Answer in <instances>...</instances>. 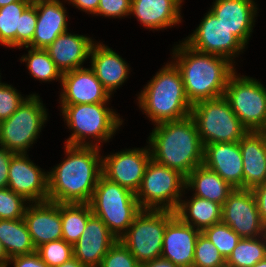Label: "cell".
<instances>
[{"mask_svg": "<svg viewBox=\"0 0 266 267\" xmlns=\"http://www.w3.org/2000/svg\"><path fill=\"white\" fill-rule=\"evenodd\" d=\"M64 160L48 173V201L89 203L102 175L100 147L66 145Z\"/></svg>", "mask_w": 266, "mask_h": 267, "instance_id": "6da1fadb", "label": "cell"}, {"mask_svg": "<svg viewBox=\"0 0 266 267\" xmlns=\"http://www.w3.org/2000/svg\"><path fill=\"white\" fill-rule=\"evenodd\" d=\"M172 61L178 68L186 97L191 105L225 94L227 81L235 72L234 63L215 54L202 53L184 41L174 47Z\"/></svg>", "mask_w": 266, "mask_h": 267, "instance_id": "7a4b0ae2", "label": "cell"}, {"mask_svg": "<svg viewBox=\"0 0 266 267\" xmlns=\"http://www.w3.org/2000/svg\"><path fill=\"white\" fill-rule=\"evenodd\" d=\"M148 140L151 159L185 177L204 162V146L190 115L157 124Z\"/></svg>", "mask_w": 266, "mask_h": 267, "instance_id": "3957f363", "label": "cell"}, {"mask_svg": "<svg viewBox=\"0 0 266 267\" xmlns=\"http://www.w3.org/2000/svg\"><path fill=\"white\" fill-rule=\"evenodd\" d=\"M137 98L139 107L154 126L186 118L192 109L181 74L172 61L150 79Z\"/></svg>", "mask_w": 266, "mask_h": 267, "instance_id": "277c9868", "label": "cell"}, {"mask_svg": "<svg viewBox=\"0 0 266 267\" xmlns=\"http://www.w3.org/2000/svg\"><path fill=\"white\" fill-rule=\"evenodd\" d=\"M107 103L61 105L63 119L73 131L65 144L101 147L99 143L110 140L124 121ZM91 137L95 143L86 141Z\"/></svg>", "mask_w": 266, "mask_h": 267, "instance_id": "5b68a950", "label": "cell"}, {"mask_svg": "<svg viewBox=\"0 0 266 267\" xmlns=\"http://www.w3.org/2000/svg\"><path fill=\"white\" fill-rule=\"evenodd\" d=\"M92 213L119 239L142 211L135 193L101 175L89 202Z\"/></svg>", "mask_w": 266, "mask_h": 267, "instance_id": "8992f818", "label": "cell"}, {"mask_svg": "<svg viewBox=\"0 0 266 267\" xmlns=\"http://www.w3.org/2000/svg\"><path fill=\"white\" fill-rule=\"evenodd\" d=\"M190 116L196 124L203 146L211 143L239 142L248 132L224 95L195 103Z\"/></svg>", "mask_w": 266, "mask_h": 267, "instance_id": "52a82bcc", "label": "cell"}, {"mask_svg": "<svg viewBox=\"0 0 266 267\" xmlns=\"http://www.w3.org/2000/svg\"><path fill=\"white\" fill-rule=\"evenodd\" d=\"M185 183L186 177L179 171L150 159L135 195L142 210L175 212L186 190Z\"/></svg>", "mask_w": 266, "mask_h": 267, "instance_id": "ba28073f", "label": "cell"}, {"mask_svg": "<svg viewBox=\"0 0 266 267\" xmlns=\"http://www.w3.org/2000/svg\"><path fill=\"white\" fill-rule=\"evenodd\" d=\"M38 94L26 95L19 108L0 122V146L15 154L26 153L47 122L48 112Z\"/></svg>", "mask_w": 266, "mask_h": 267, "instance_id": "9c48e42d", "label": "cell"}, {"mask_svg": "<svg viewBox=\"0 0 266 267\" xmlns=\"http://www.w3.org/2000/svg\"><path fill=\"white\" fill-rule=\"evenodd\" d=\"M175 215L167 210H142L119 240L140 264L159 258L166 225Z\"/></svg>", "mask_w": 266, "mask_h": 267, "instance_id": "30bf717a", "label": "cell"}, {"mask_svg": "<svg viewBox=\"0 0 266 267\" xmlns=\"http://www.w3.org/2000/svg\"><path fill=\"white\" fill-rule=\"evenodd\" d=\"M224 96L248 131H266V88L261 82L235 71L227 81Z\"/></svg>", "mask_w": 266, "mask_h": 267, "instance_id": "8fae6325", "label": "cell"}, {"mask_svg": "<svg viewBox=\"0 0 266 267\" xmlns=\"http://www.w3.org/2000/svg\"><path fill=\"white\" fill-rule=\"evenodd\" d=\"M184 42L202 53L215 54L227 58L230 62L240 52L244 51L245 45L209 11L201 20L195 31L184 39Z\"/></svg>", "mask_w": 266, "mask_h": 267, "instance_id": "7c38bea8", "label": "cell"}, {"mask_svg": "<svg viewBox=\"0 0 266 267\" xmlns=\"http://www.w3.org/2000/svg\"><path fill=\"white\" fill-rule=\"evenodd\" d=\"M222 222L241 238L266 235L252 189L234 188L222 205Z\"/></svg>", "mask_w": 266, "mask_h": 267, "instance_id": "4fadbf2b", "label": "cell"}, {"mask_svg": "<svg viewBox=\"0 0 266 267\" xmlns=\"http://www.w3.org/2000/svg\"><path fill=\"white\" fill-rule=\"evenodd\" d=\"M147 147L102 156V175L136 194L151 159V151Z\"/></svg>", "mask_w": 266, "mask_h": 267, "instance_id": "5bb4252c", "label": "cell"}, {"mask_svg": "<svg viewBox=\"0 0 266 267\" xmlns=\"http://www.w3.org/2000/svg\"><path fill=\"white\" fill-rule=\"evenodd\" d=\"M26 155L18 153L12 156L8 170V188L30 203L48 201V173L42 171Z\"/></svg>", "mask_w": 266, "mask_h": 267, "instance_id": "9a60e30c", "label": "cell"}, {"mask_svg": "<svg viewBox=\"0 0 266 267\" xmlns=\"http://www.w3.org/2000/svg\"><path fill=\"white\" fill-rule=\"evenodd\" d=\"M60 105L109 102L111 95L91 68H78L62 74Z\"/></svg>", "mask_w": 266, "mask_h": 267, "instance_id": "2e32d148", "label": "cell"}, {"mask_svg": "<svg viewBox=\"0 0 266 267\" xmlns=\"http://www.w3.org/2000/svg\"><path fill=\"white\" fill-rule=\"evenodd\" d=\"M23 220L35 248L62 239L61 203L34 202L26 207Z\"/></svg>", "mask_w": 266, "mask_h": 267, "instance_id": "e0dca14e", "label": "cell"}, {"mask_svg": "<svg viewBox=\"0 0 266 267\" xmlns=\"http://www.w3.org/2000/svg\"><path fill=\"white\" fill-rule=\"evenodd\" d=\"M116 241L117 238L106 224L92 214L83 234L73 245L74 257L86 267H99L103 257Z\"/></svg>", "mask_w": 266, "mask_h": 267, "instance_id": "ac0fdd59", "label": "cell"}, {"mask_svg": "<svg viewBox=\"0 0 266 267\" xmlns=\"http://www.w3.org/2000/svg\"><path fill=\"white\" fill-rule=\"evenodd\" d=\"M200 233L175 215L166 225L161 257L177 267H192L195 244Z\"/></svg>", "mask_w": 266, "mask_h": 267, "instance_id": "d6986e66", "label": "cell"}, {"mask_svg": "<svg viewBox=\"0 0 266 267\" xmlns=\"http://www.w3.org/2000/svg\"><path fill=\"white\" fill-rule=\"evenodd\" d=\"M212 14L247 46L253 32L257 5L254 0H215Z\"/></svg>", "mask_w": 266, "mask_h": 267, "instance_id": "ffe728a7", "label": "cell"}, {"mask_svg": "<svg viewBox=\"0 0 266 267\" xmlns=\"http://www.w3.org/2000/svg\"><path fill=\"white\" fill-rule=\"evenodd\" d=\"M203 164L219 174L233 188L243 189V159L239 142L205 145Z\"/></svg>", "mask_w": 266, "mask_h": 267, "instance_id": "44dd1931", "label": "cell"}, {"mask_svg": "<svg viewBox=\"0 0 266 267\" xmlns=\"http://www.w3.org/2000/svg\"><path fill=\"white\" fill-rule=\"evenodd\" d=\"M37 23L32 42L25 47L46 49L59 35L68 31L67 10L60 0H38Z\"/></svg>", "mask_w": 266, "mask_h": 267, "instance_id": "7402d4cb", "label": "cell"}, {"mask_svg": "<svg viewBox=\"0 0 266 267\" xmlns=\"http://www.w3.org/2000/svg\"><path fill=\"white\" fill-rule=\"evenodd\" d=\"M94 43V39L86 35L71 34L67 31L59 35L46 50L63 74L84 67L85 60L90 59V51Z\"/></svg>", "mask_w": 266, "mask_h": 267, "instance_id": "603a6c76", "label": "cell"}, {"mask_svg": "<svg viewBox=\"0 0 266 267\" xmlns=\"http://www.w3.org/2000/svg\"><path fill=\"white\" fill-rule=\"evenodd\" d=\"M243 159V189L266 180V131H248L239 141Z\"/></svg>", "mask_w": 266, "mask_h": 267, "instance_id": "cb8c5ba5", "label": "cell"}, {"mask_svg": "<svg viewBox=\"0 0 266 267\" xmlns=\"http://www.w3.org/2000/svg\"><path fill=\"white\" fill-rule=\"evenodd\" d=\"M91 66L95 76L112 96V92L128 78L129 64L109 46L95 42L90 51Z\"/></svg>", "mask_w": 266, "mask_h": 267, "instance_id": "d4e9b609", "label": "cell"}, {"mask_svg": "<svg viewBox=\"0 0 266 267\" xmlns=\"http://www.w3.org/2000/svg\"><path fill=\"white\" fill-rule=\"evenodd\" d=\"M183 0H131V12L146 29L162 30L181 23Z\"/></svg>", "mask_w": 266, "mask_h": 267, "instance_id": "484cf974", "label": "cell"}, {"mask_svg": "<svg viewBox=\"0 0 266 267\" xmlns=\"http://www.w3.org/2000/svg\"><path fill=\"white\" fill-rule=\"evenodd\" d=\"M185 188L195 191L194 196L207 199L221 205L234 188L219 174L204 164L194 168L187 176ZM189 188V189H188Z\"/></svg>", "mask_w": 266, "mask_h": 267, "instance_id": "4316f807", "label": "cell"}, {"mask_svg": "<svg viewBox=\"0 0 266 267\" xmlns=\"http://www.w3.org/2000/svg\"><path fill=\"white\" fill-rule=\"evenodd\" d=\"M175 214L186 224L199 231L222 222V205L192 195L188 201L180 200Z\"/></svg>", "mask_w": 266, "mask_h": 267, "instance_id": "83f0119b", "label": "cell"}, {"mask_svg": "<svg viewBox=\"0 0 266 267\" xmlns=\"http://www.w3.org/2000/svg\"><path fill=\"white\" fill-rule=\"evenodd\" d=\"M0 241L9 258L36 252L23 218L17 220L0 219Z\"/></svg>", "mask_w": 266, "mask_h": 267, "instance_id": "f1b7e54d", "label": "cell"}, {"mask_svg": "<svg viewBox=\"0 0 266 267\" xmlns=\"http://www.w3.org/2000/svg\"><path fill=\"white\" fill-rule=\"evenodd\" d=\"M92 214L89 203H61L62 239L74 245Z\"/></svg>", "mask_w": 266, "mask_h": 267, "instance_id": "f546056e", "label": "cell"}, {"mask_svg": "<svg viewBox=\"0 0 266 267\" xmlns=\"http://www.w3.org/2000/svg\"><path fill=\"white\" fill-rule=\"evenodd\" d=\"M30 0H21L0 7V44L6 47H19V23Z\"/></svg>", "mask_w": 266, "mask_h": 267, "instance_id": "4dcf8cb0", "label": "cell"}, {"mask_svg": "<svg viewBox=\"0 0 266 267\" xmlns=\"http://www.w3.org/2000/svg\"><path fill=\"white\" fill-rule=\"evenodd\" d=\"M266 258V235L241 238L229 257L226 267H252Z\"/></svg>", "mask_w": 266, "mask_h": 267, "instance_id": "1f68e13d", "label": "cell"}, {"mask_svg": "<svg viewBox=\"0 0 266 267\" xmlns=\"http://www.w3.org/2000/svg\"><path fill=\"white\" fill-rule=\"evenodd\" d=\"M20 60L27 62V69L33 78L43 82L57 79L61 82L62 73L51 60L46 49L30 47L28 54L23 55Z\"/></svg>", "mask_w": 266, "mask_h": 267, "instance_id": "d6a6232c", "label": "cell"}, {"mask_svg": "<svg viewBox=\"0 0 266 267\" xmlns=\"http://www.w3.org/2000/svg\"><path fill=\"white\" fill-rule=\"evenodd\" d=\"M202 233L217 247L225 260L241 240V237L223 222L204 229Z\"/></svg>", "mask_w": 266, "mask_h": 267, "instance_id": "836d02e7", "label": "cell"}, {"mask_svg": "<svg viewBox=\"0 0 266 267\" xmlns=\"http://www.w3.org/2000/svg\"><path fill=\"white\" fill-rule=\"evenodd\" d=\"M192 267H226L217 247L201 232L197 238Z\"/></svg>", "mask_w": 266, "mask_h": 267, "instance_id": "e575fe53", "label": "cell"}, {"mask_svg": "<svg viewBox=\"0 0 266 267\" xmlns=\"http://www.w3.org/2000/svg\"><path fill=\"white\" fill-rule=\"evenodd\" d=\"M36 253L48 267H57L74 257L73 245L64 239L50 241L36 248Z\"/></svg>", "mask_w": 266, "mask_h": 267, "instance_id": "d590c367", "label": "cell"}, {"mask_svg": "<svg viewBox=\"0 0 266 267\" xmlns=\"http://www.w3.org/2000/svg\"><path fill=\"white\" fill-rule=\"evenodd\" d=\"M28 203L22 195L13 192L8 187L0 189V219H22Z\"/></svg>", "mask_w": 266, "mask_h": 267, "instance_id": "8d00e7d4", "label": "cell"}, {"mask_svg": "<svg viewBox=\"0 0 266 267\" xmlns=\"http://www.w3.org/2000/svg\"><path fill=\"white\" fill-rule=\"evenodd\" d=\"M99 267H141V264L119 240L110 247Z\"/></svg>", "mask_w": 266, "mask_h": 267, "instance_id": "74e56055", "label": "cell"}, {"mask_svg": "<svg viewBox=\"0 0 266 267\" xmlns=\"http://www.w3.org/2000/svg\"><path fill=\"white\" fill-rule=\"evenodd\" d=\"M25 99L13 86L2 83L0 78V122L9 118Z\"/></svg>", "mask_w": 266, "mask_h": 267, "instance_id": "f35d334b", "label": "cell"}, {"mask_svg": "<svg viewBox=\"0 0 266 267\" xmlns=\"http://www.w3.org/2000/svg\"><path fill=\"white\" fill-rule=\"evenodd\" d=\"M37 11L36 6L31 3L22 13L19 23V49L27 47L33 40L36 29Z\"/></svg>", "mask_w": 266, "mask_h": 267, "instance_id": "ab89813d", "label": "cell"}, {"mask_svg": "<svg viewBox=\"0 0 266 267\" xmlns=\"http://www.w3.org/2000/svg\"><path fill=\"white\" fill-rule=\"evenodd\" d=\"M131 12V0H100L96 13L105 17H125Z\"/></svg>", "mask_w": 266, "mask_h": 267, "instance_id": "60d3db41", "label": "cell"}, {"mask_svg": "<svg viewBox=\"0 0 266 267\" xmlns=\"http://www.w3.org/2000/svg\"><path fill=\"white\" fill-rule=\"evenodd\" d=\"M11 263L14 267H48L36 252L29 255L14 256L9 259L6 267Z\"/></svg>", "mask_w": 266, "mask_h": 267, "instance_id": "b9f144b4", "label": "cell"}, {"mask_svg": "<svg viewBox=\"0 0 266 267\" xmlns=\"http://www.w3.org/2000/svg\"><path fill=\"white\" fill-rule=\"evenodd\" d=\"M14 154L0 146V189L8 187V170L10 160Z\"/></svg>", "mask_w": 266, "mask_h": 267, "instance_id": "7bdbcfd3", "label": "cell"}, {"mask_svg": "<svg viewBox=\"0 0 266 267\" xmlns=\"http://www.w3.org/2000/svg\"><path fill=\"white\" fill-rule=\"evenodd\" d=\"M263 224L266 226V184H261L252 189Z\"/></svg>", "mask_w": 266, "mask_h": 267, "instance_id": "ee69618b", "label": "cell"}, {"mask_svg": "<svg viewBox=\"0 0 266 267\" xmlns=\"http://www.w3.org/2000/svg\"><path fill=\"white\" fill-rule=\"evenodd\" d=\"M71 3L73 6H76L78 10L86 12L88 14H95L97 13L98 6L100 0H65Z\"/></svg>", "mask_w": 266, "mask_h": 267, "instance_id": "f6af8a7d", "label": "cell"}, {"mask_svg": "<svg viewBox=\"0 0 266 267\" xmlns=\"http://www.w3.org/2000/svg\"><path fill=\"white\" fill-rule=\"evenodd\" d=\"M141 267H177L171 261L162 257L141 264Z\"/></svg>", "mask_w": 266, "mask_h": 267, "instance_id": "bcb514c9", "label": "cell"}, {"mask_svg": "<svg viewBox=\"0 0 266 267\" xmlns=\"http://www.w3.org/2000/svg\"><path fill=\"white\" fill-rule=\"evenodd\" d=\"M8 254L4 249L3 244L0 241V267H6L7 262L9 261Z\"/></svg>", "mask_w": 266, "mask_h": 267, "instance_id": "7dc6e473", "label": "cell"}, {"mask_svg": "<svg viewBox=\"0 0 266 267\" xmlns=\"http://www.w3.org/2000/svg\"><path fill=\"white\" fill-rule=\"evenodd\" d=\"M57 267H86L84 266L80 261H78L75 257H72L65 263L61 264L60 266Z\"/></svg>", "mask_w": 266, "mask_h": 267, "instance_id": "c3c4849f", "label": "cell"}, {"mask_svg": "<svg viewBox=\"0 0 266 267\" xmlns=\"http://www.w3.org/2000/svg\"><path fill=\"white\" fill-rule=\"evenodd\" d=\"M21 1V0H0V7L9 5L10 3Z\"/></svg>", "mask_w": 266, "mask_h": 267, "instance_id": "681fc988", "label": "cell"}, {"mask_svg": "<svg viewBox=\"0 0 266 267\" xmlns=\"http://www.w3.org/2000/svg\"><path fill=\"white\" fill-rule=\"evenodd\" d=\"M252 267H266V258L255 263Z\"/></svg>", "mask_w": 266, "mask_h": 267, "instance_id": "f907efd6", "label": "cell"}]
</instances>
